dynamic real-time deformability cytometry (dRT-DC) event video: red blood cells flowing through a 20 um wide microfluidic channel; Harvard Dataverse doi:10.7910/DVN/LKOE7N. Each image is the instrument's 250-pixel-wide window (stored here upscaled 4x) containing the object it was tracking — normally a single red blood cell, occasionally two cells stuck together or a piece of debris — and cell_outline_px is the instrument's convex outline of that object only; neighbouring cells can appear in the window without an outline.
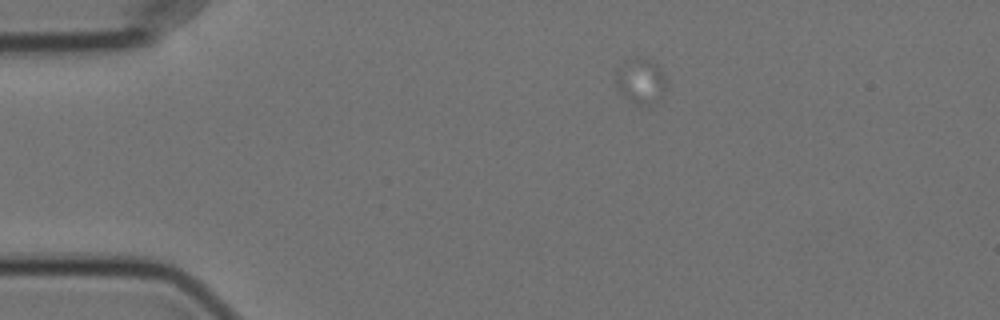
{"species": "Egyptian fruit bat (a non-hibernating species)", "species_latin": "Rousettus aegyptiacus", "temperature_condition": "cold", "stored_images_in_passage": 11, "camera_frame_rate_fps": 3000, "um_per_image_px": 0.085, "animal": {"sex": "female"}, "frame": {"image": 1, "passage_image": 1, "time_ms": 0.0, "image_size_px": [1000, 320], "cell_outline_px": [[664, 88], [660, 96], [644, 108], [628, 100], [620, 92], [616, 84], [616, 72], [624, 60], [636, 56], [644, 56], [656, 64], [660, 68], [664, 76]], "centroid_in_image_um": [54.41, 6.85], "position_along_channel_um": 30.6, "area_um2": 13.29}}
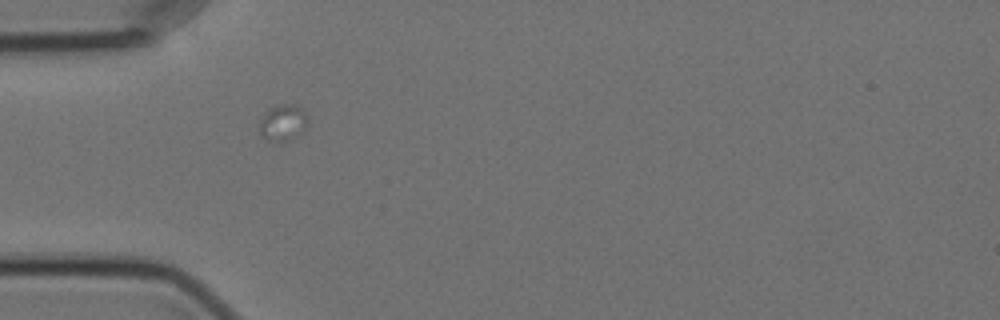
{"frame": {"image": 2, "passage_image": 10, "time_ms": 3.0, "image_size_px": [1000, 320], "cell_outline_px": [[308, 124], [304, 132], [288, 140], [268, 140], [260, 136], [260, 120], [264, 112], [268, 108], [276, 104], [292, 104], [304, 108], [308, 116]], "centroid_in_image_um": [24.08, 10.38], "position_along_channel_um": 60.9, "area_um2": 10.52}}